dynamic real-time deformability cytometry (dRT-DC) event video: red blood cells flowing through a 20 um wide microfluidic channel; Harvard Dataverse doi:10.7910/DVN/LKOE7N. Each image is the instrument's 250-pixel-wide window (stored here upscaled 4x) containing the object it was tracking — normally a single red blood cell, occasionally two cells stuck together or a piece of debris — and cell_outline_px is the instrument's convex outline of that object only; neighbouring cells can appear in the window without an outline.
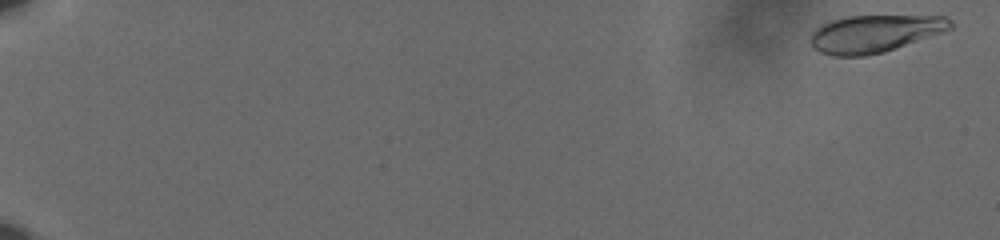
{"species": "human", "species_latin": "Homo sapiens", "temperature_condition": "cold", "stored_images_in_passage": 60, "camera_frame_rate_fps": 3000, "um_per_image_px": 0.085, "donor": {"sex": "male"}, "frame": {"image": 1, "passage_image": 2, "time_ms": 0.333, "image_size_px": [1000, 240], "cell_outline_px": [[952, 28], [944, 32], [884, 52], [864, 56], [832, 56], [820, 52], [812, 48], [812, 32], [816, 28], [832, 20], [848, 16], [944, 16], [952, 20]], "centroid_in_image_um": [74.36, 2.86], "position_along_channel_um": 10.6, "area_um2": 30.4}}
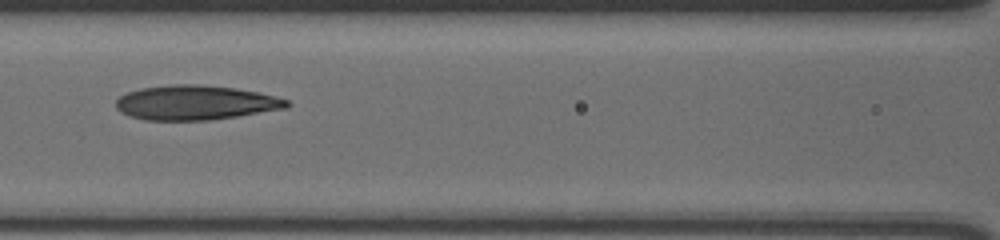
{"frame": {"image": 2, "passage_image": 31, "time_ms": 10.0, "image_size_px": [1000, 240], "cell_outline_px": [[292, 104], [288, 108], [236, 116], [208, 120], [144, 120], [128, 116], [120, 112], [116, 108], [116, 100], [120, 96], [128, 92], [140, 88], [172, 84], [200, 84], [236, 88], [256, 92], [288, 100]], "centroid_in_image_um": [16.59, 8.72], "position_along_channel_um": 150.0, "area_um2": 34.45}}
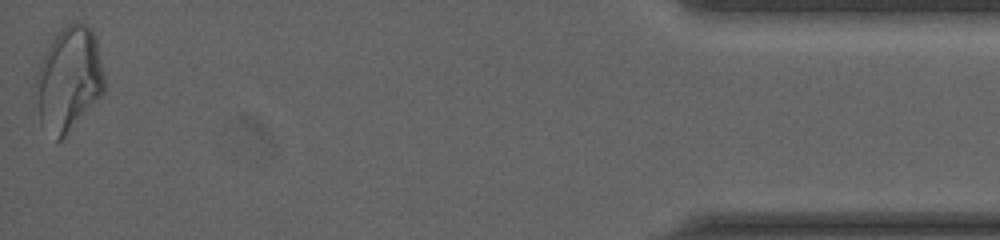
{"frame": {"image": 3, "passage_image": 60, "time_ms": 19.667, "image_size_px": [1000, 240], "cell_outline_px": [[104, 92], [64, 136], [60, 140], [56, 140], [40, 124], [32, 96], [32, 92], [36, 72], [56, 32], [68, 24], [84, 24], [92, 28], [96, 36], [104, 72]], "centroid_in_image_um": [5.8, 6.74], "position_along_channel_um": 429.4, "area_um2": 41.96}, "authors_computed_cell_mechanics": {"area_um2": 33.7263, "velocity_mm_per_s": 3.6259, "shape_relaxation_time_tau1_ms": 7.3478, "shape_relaxation_time_tau2_ms": 3.6014, "deformation_change_tau1": 0.1733, "deformation_change_tau2": 0.1164}}